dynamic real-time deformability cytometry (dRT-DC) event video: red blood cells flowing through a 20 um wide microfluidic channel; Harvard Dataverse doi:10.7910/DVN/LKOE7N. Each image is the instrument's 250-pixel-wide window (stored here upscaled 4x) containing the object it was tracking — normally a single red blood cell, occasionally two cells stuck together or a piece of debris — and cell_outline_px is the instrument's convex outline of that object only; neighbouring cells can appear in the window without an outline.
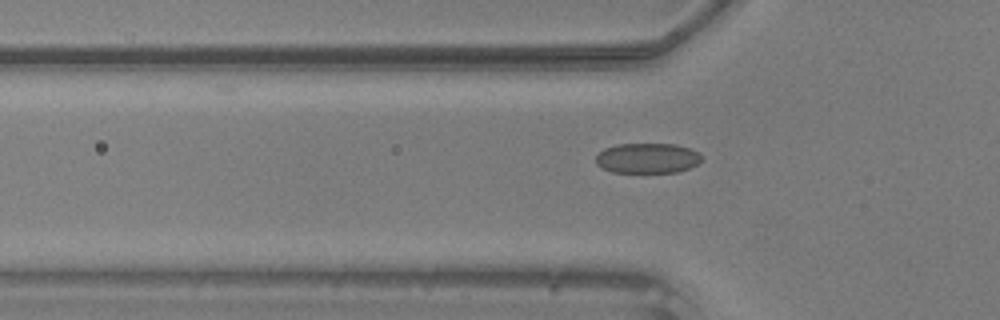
{"species": "common noctule bat (a hibernating species)", "species_latin": "Nyctalus noctula", "temperature_condition": "warm", "stored_images_in_passage": 44, "camera_frame_rate_fps": 3000, "um_per_image_px": 0.085, "animal": {"sex": "male", "body_mass_g": 20.5, "forearm_length_mm": 52.5}, "frame": {"image": 1, "passage_image": 15, "time_ms": 4.667, "image_size_px": [1000, 320], "cell_outline_px": [[704, 156], [700, 164], [676, 172], [612, 172], [596, 164], [596, 156], [604, 148], [616, 144], [676, 144], [692, 148], [700, 152]], "centroid_in_image_um": [55.1, 13.43], "position_along_channel_um": 70.7, "area_um2": 18.84}}
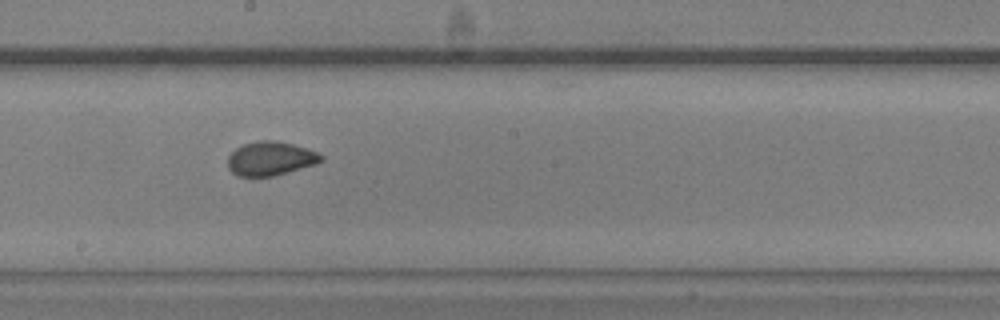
{"frame": {"image": 2, "passage_image": 26, "time_ms": 8.333, "image_size_px": [1000, 320], "cell_outline_px": [[324, 160], [316, 164], [288, 172], [272, 176], [236, 176], [228, 168], [228, 156], [236, 148], [244, 144], [256, 140], [276, 140], [308, 148], [324, 156]], "centroid_in_image_um": [23.0, 13.47], "position_along_channel_um": 225.2, "area_um2": 18.55}}
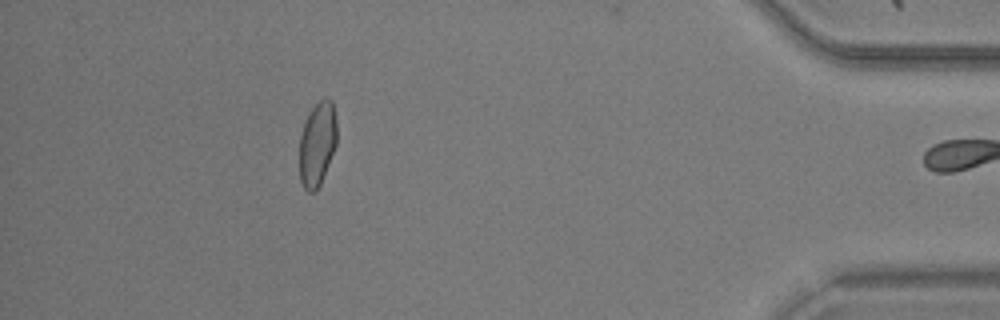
{"frame": {"image": 3, "passage_image": 43, "time_ms": 14.0, "image_size_px": [1000, 320], "cell_outline_px": [[336, 144], [320, 184], [316, 192], [308, 192], [304, 188], [300, 180], [300, 136], [308, 112], [324, 96], [332, 100], [336, 120]], "centroid_in_image_um": [26.96, 12.21], "position_along_channel_um": 408.2, "area_um2": 18.26}}